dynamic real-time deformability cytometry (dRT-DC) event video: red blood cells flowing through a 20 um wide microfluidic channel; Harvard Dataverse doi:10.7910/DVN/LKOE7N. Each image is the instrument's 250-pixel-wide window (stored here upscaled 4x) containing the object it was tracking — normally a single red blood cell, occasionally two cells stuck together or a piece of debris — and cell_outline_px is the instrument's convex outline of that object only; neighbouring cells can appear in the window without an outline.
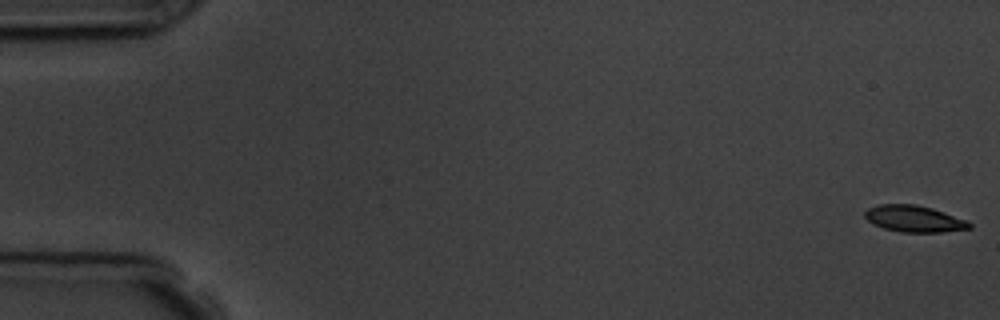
{"species": "common noctule bat (a hibernating species)", "species_latin": "Nyctalus noctula", "temperature_condition": "room temperature", "stored_images_in_passage": 7, "camera_frame_rate_fps": 3000, "um_per_image_px": 0.085, "animal": {"sex": "male", "body_mass_g": 19.5, "forearm_length_mm": 54.6}, "frame": {"image": 1, "passage_image": 1, "time_ms": 0.0, "image_size_px": [1000, 320], "cell_outline_px": [[972, 228], [940, 232], [900, 232], [884, 228], [872, 224], [864, 216], [864, 212], [868, 208], [880, 204], [916, 204], [932, 208], [968, 220], [972, 224]], "centroid_in_image_um": [77.71, 18.59], "position_along_channel_um": 7.3, "area_um2": 16.24}}